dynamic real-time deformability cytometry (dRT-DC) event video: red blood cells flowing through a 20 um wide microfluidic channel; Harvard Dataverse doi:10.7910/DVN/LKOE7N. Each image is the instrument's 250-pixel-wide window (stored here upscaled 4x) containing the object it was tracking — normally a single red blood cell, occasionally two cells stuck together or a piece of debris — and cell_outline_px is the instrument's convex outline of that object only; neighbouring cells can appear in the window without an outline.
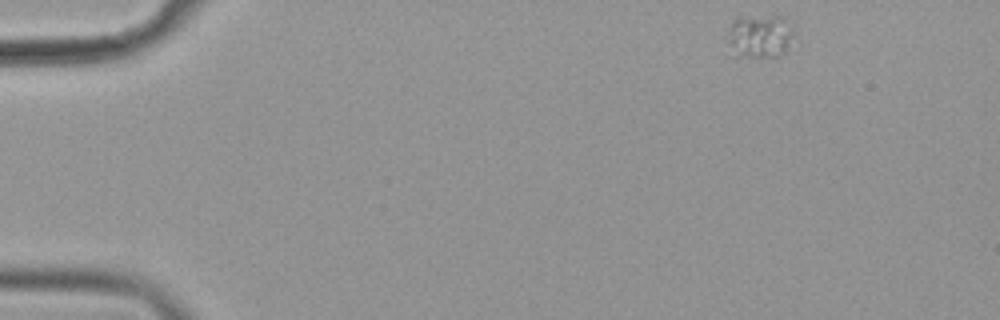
{"species": "common noctule bat (a hibernating species)", "species_latin": "Nyctalus noctula", "temperature_condition": "cold", "stored_images_in_passage": 53, "camera_frame_rate_fps": 3000, "um_per_image_px": 0.085, "animal": {"sex": "female", "body_mass_g": 19.9}, "frame": {"image": 1, "passage_image": 1, "time_ms": 0.0, "image_size_px": [1000, 320], "cell_outline_px": [[796, 36], [788, 48], [780, 56], [744, 56], [728, 40], [728, 32], [732, 20], [736, 16], [780, 16]], "centroid_in_image_um": [64.63, 3.02], "position_along_channel_um": 20.4, "area_um2": 16.18}}
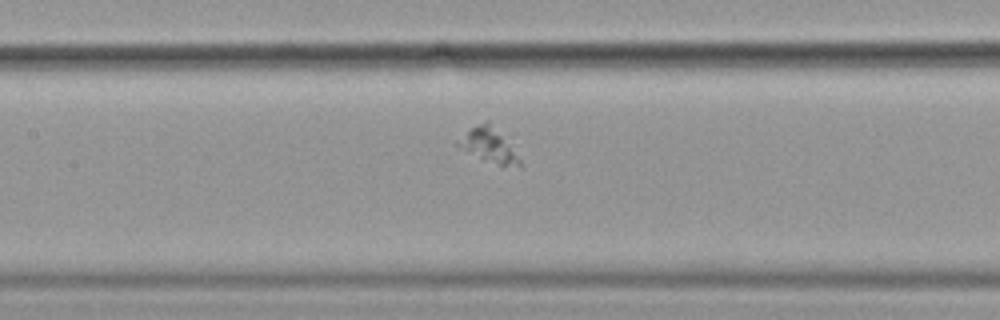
{"frame": {"image": 2, "passage_image": 22, "time_ms": 7.0, "image_size_px": [1000, 320], "cell_outline_px": [[520, 168], [500, 164], [460, 148], [452, 144], [456, 140], [472, 128], [488, 120], [520, 160]], "centroid_in_image_um": [41.48, 12.33], "position_along_channel_um": 165.9, "area_um2": 11.21}}
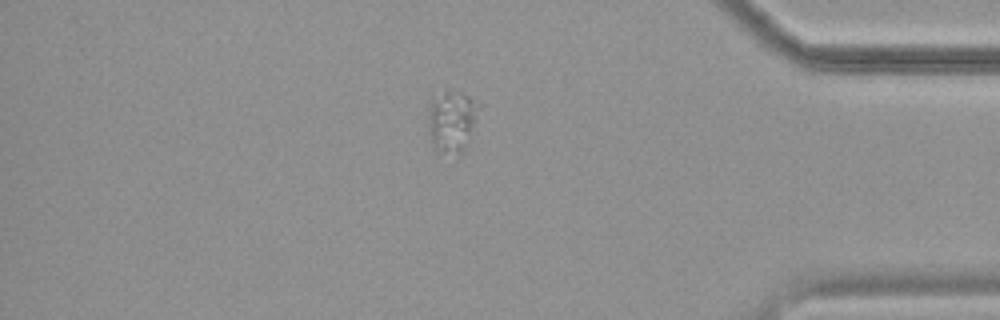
{"frame": {"image": 3, "passage_image": 44, "time_ms": 14.333, "image_size_px": [1000, 320], "cell_outline_px": [[480, 108], [460, 152], [440, 152], [432, 148], [428, 128], [428, 100], [444, 92], [448, 92], [468, 96], [476, 100], [480, 104]], "centroid_in_image_um": [38.32, 10.26], "position_along_channel_um": 396.9, "area_um2": 17.46}}